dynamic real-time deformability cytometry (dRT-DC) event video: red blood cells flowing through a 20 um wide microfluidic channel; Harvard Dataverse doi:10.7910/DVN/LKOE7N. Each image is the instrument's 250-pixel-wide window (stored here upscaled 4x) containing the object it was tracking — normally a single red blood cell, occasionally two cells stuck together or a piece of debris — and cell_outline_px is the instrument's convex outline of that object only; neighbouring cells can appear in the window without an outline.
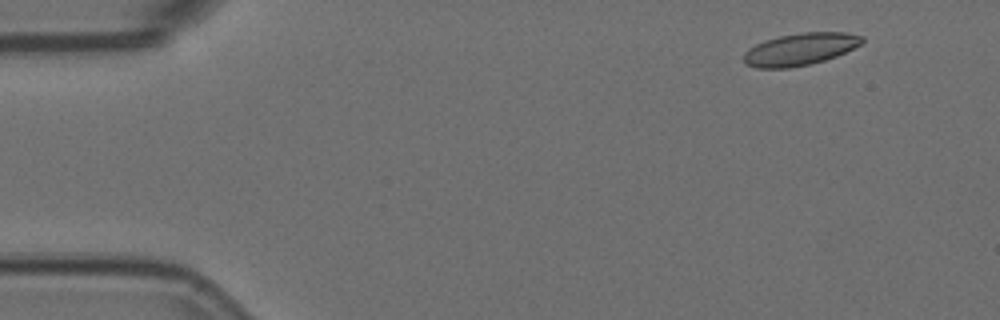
{"species": "Egyptian fruit bat (a non-hibernating species)", "species_latin": "Rousettus aegyptiacus", "temperature_condition": "room temperature", "stored_images_in_passage": 5, "camera_frame_rate_fps": 3000, "um_per_image_px": 0.085, "animal": {"sex": "female"}, "frame": {"image": 1, "passage_image": 2, "time_ms": 0.333, "image_size_px": [1000, 320], "cell_outline_px": [[864, 40], [860, 44], [836, 56], [812, 64], [788, 68], [756, 68], [744, 64], [744, 52], [748, 48], [764, 40], [780, 36], [804, 32], [844, 32], [864, 36]], "centroid_in_image_um": [67.98, 4.19], "position_along_channel_um": 17.0, "area_um2": 22.2}}
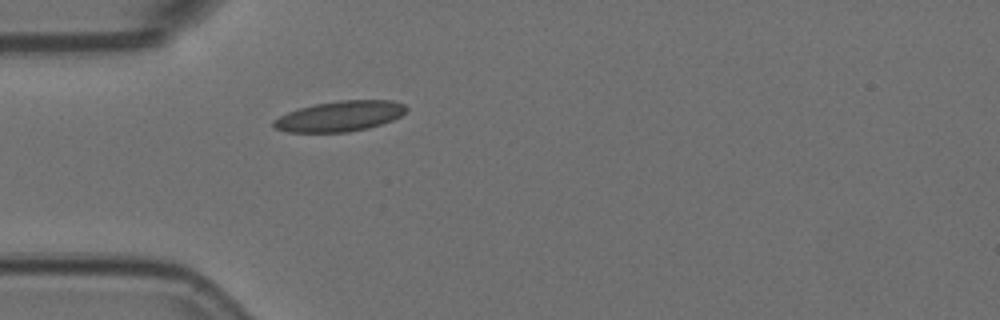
{"frame": {"image": 2, "passage_image": 5, "time_ms": 1.333, "image_size_px": [1000, 320], "cell_outline_px": [[408, 108], [400, 116], [392, 120], [368, 128], [348, 132], [288, 132], [276, 128], [272, 124], [272, 120], [288, 112], [300, 108], [316, 104], [340, 100], [392, 100], [404, 104]], "centroid_in_image_um": [28.89, 9.87], "position_along_channel_um": 56.1, "area_um2": 23.35}}